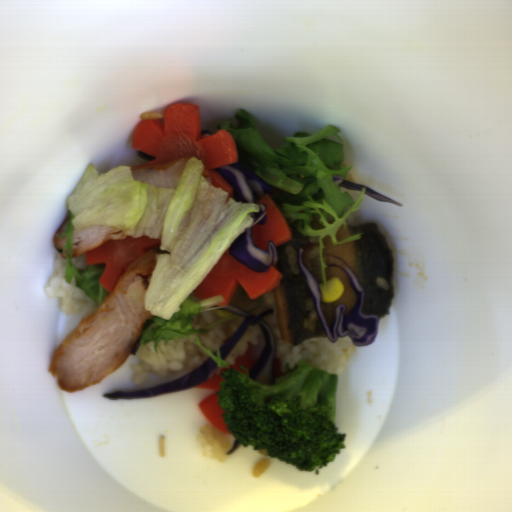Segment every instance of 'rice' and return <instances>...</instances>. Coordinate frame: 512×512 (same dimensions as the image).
Here are the masks:
<instances>
[{
    "label": "rice",
    "mask_w": 512,
    "mask_h": 512,
    "mask_svg": "<svg viewBox=\"0 0 512 512\" xmlns=\"http://www.w3.org/2000/svg\"><path fill=\"white\" fill-rule=\"evenodd\" d=\"M228 303L255 316H259L268 309H273V314L265 316L263 320L269 324L273 332L275 358H279L281 361L282 373L287 370L292 372L300 361H304L313 367L338 376L358 348L346 335L338 337L335 342H331L329 337H312L303 340L299 345H291L283 341L272 289L261 296L250 298L239 283Z\"/></svg>",
    "instance_id": "1"
},
{
    "label": "rice",
    "mask_w": 512,
    "mask_h": 512,
    "mask_svg": "<svg viewBox=\"0 0 512 512\" xmlns=\"http://www.w3.org/2000/svg\"><path fill=\"white\" fill-rule=\"evenodd\" d=\"M129 356L138 359L137 363L129 365L134 371L132 379L137 384H142L150 374L169 381L179 378L209 357L202 347L186 337L167 340L166 344L160 340L156 352L154 342L140 344L134 355Z\"/></svg>",
    "instance_id": "2"
},
{
    "label": "rice",
    "mask_w": 512,
    "mask_h": 512,
    "mask_svg": "<svg viewBox=\"0 0 512 512\" xmlns=\"http://www.w3.org/2000/svg\"><path fill=\"white\" fill-rule=\"evenodd\" d=\"M46 294L60 297L61 309L66 315L83 314L88 317L96 313L102 304L95 303L77 287L75 277H72L70 283H66V261L59 252L55 257L51 277L47 281Z\"/></svg>",
    "instance_id": "3"
},
{
    "label": "rice",
    "mask_w": 512,
    "mask_h": 512,
    "mask_svg": "<svg viewBox=\"0 0 512 512\" xmlns=\"http://www.w3.org/2000/svg\"><path fill=\"white\" fill-rule=\"evenodd\" d=\"M197 438L203 448L204 455L218 460H226L230 449V432L225 434L208 421L197 432Z\"/></svg>",
    "instance_id": "4"
},
{
    "label": "rice",
    "mask_w": 512,
    "mask_h": 512,
    "mask_svg": "<svg viewBox=\"0 0 512 512\" xmlns=\"http://www.w3.org/2000/svg\"><path fill=\"white\" fill-rule=\"evenodd\" d=\"M247 342L250 343V355L256 363L266 348L264 332L258 324L249 326L242 334L236 345L224 360L227 361L228 367L234 364L238 356L245 354Z\"/></svg>",
    "instance_id": "5"
},
{
    "label": "rice",
    "mask_w": 512,
    "mask_h": 512,
    "mask_svg": "<svg viewBox=\"0 0 512 512\" xmlns=\"http://www.w3.org/2000/svg\"><path fill=\"white\" fill-rule=\"evenodd\" d=\"M244 318L239 315L236 318L216 324L204 334L198 335L200 343L206 349H211V354L216 356L217 349L238 330Z\"/></svg>",
    "instance_id": "6"
},
{
    "label": "rice",
    "mask_w": 512,
    "mask_h": 512,
    "mask_svg": "<svg viewBox=\"0 0 512 512\" xmlns=\"http://www.w3.org/2000/svg\"><path fill=\"white\" fill-rule=\"evenodd\" d=\"M233 315L236 314H232L221 309L211 310L194 315L191 324L194 330L203 329L212 323L226 319Z\"/></svg>",
    "instance_id": "7"
},
{
    "label": "rice",
    "mask_w": 512,
    "mask_h": 512,
    "mask_svg": "<svg viewBox=\"0 0 512 512\" xmlns=\"http://www.w3.org/2000/svg\"><path fill=\"white\" fill-rule=\"evenodd\" d=\"M259 454L261 455L260 459L257 461L252 474L253 477H258L261 473H263L267 468L270 467L272 460L268 455L267 449H257Z\"/></svg>",
    "instance_id": "8"
},
{
    "label": "rice",
    "mask_w": 512,
    "mask_h": 512,
    "mask_svg": "<svg viewBox=\"0 0 512 512\" xmlns=\"http://www.w3.org/2000/svg\"><path fill=\"white\" fill-rule=\"evenodd\" d=\"M363 224L360 217L359 209H356L351 215H349L346 219V225L349 226H358Z\"/></svg>",
    "instance_id": "9"
}]
</instances>
